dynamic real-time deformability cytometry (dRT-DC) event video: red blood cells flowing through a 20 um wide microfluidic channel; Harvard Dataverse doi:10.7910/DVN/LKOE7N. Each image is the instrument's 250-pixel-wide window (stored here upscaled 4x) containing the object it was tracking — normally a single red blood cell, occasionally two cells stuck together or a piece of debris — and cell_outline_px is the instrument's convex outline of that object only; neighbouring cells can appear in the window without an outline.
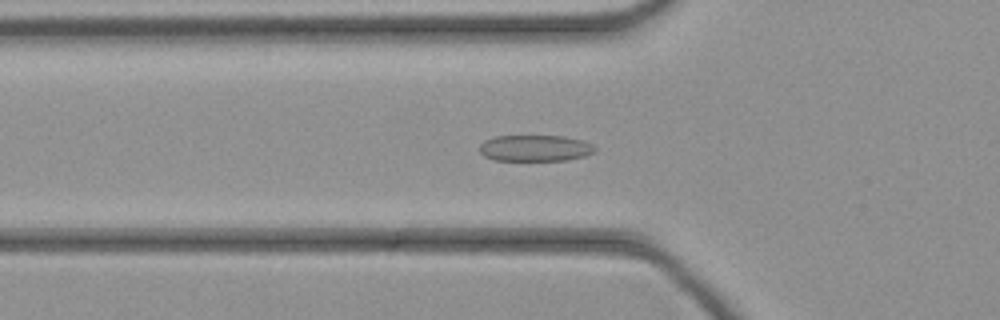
{"species": "common noctule bat (a hibernating species)", "species_latin": "Nyctalus noctula", "temperature_condition": "cold", "stored_images_in_passage": 46, "camera_frame_rate_fps": 3000, "um_per_image_px": 0.085, "animal": {"sex": "female", "body_mass_g": 21.9}, "frame": {"image": 1, "passage_image": 16, "time_ms": 5.0, "image_size_px": [1000, 320], "cell_outline_px": [[596, 152], [584, 156], [568, 160], [496, 160], [484, 156], [480, 152], [480, 144], [484, 140], [492, 136], [564, 136], [584, 140], [592, 144], [596, 148]], "centroid_in_image_um": [45.5, 12.58], "position_along_channel_um": 80.3, "area_um2": 17.8}}
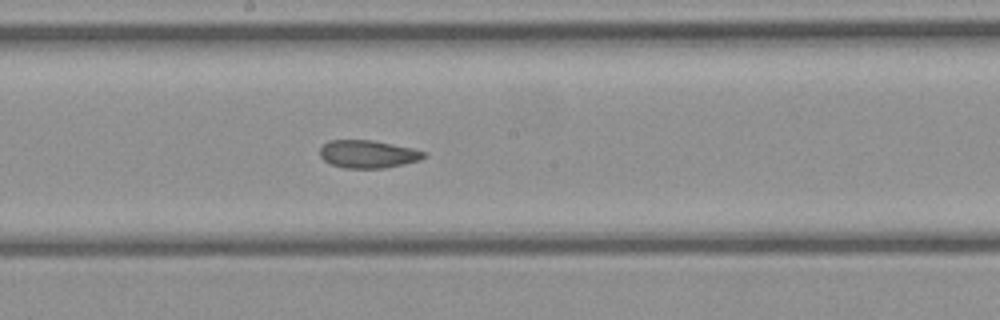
{"frame": {"image": 2, "passage_image": 25, "time_ms": 8.0, "image_size_px": [1000, 320], "cell_outline_px": [[428, 156], [420, 160], [404, 164], [384, 168], [344, 168], [332, 164], [324, 160], [320, 156], [320, 148], [328, 140], [372, 140], [412, 148], [424, 152]], "centroid_in_image_um": [31.28, 13.1], "position_along_channel_um": 216.9, "area_um2": 16.82}}
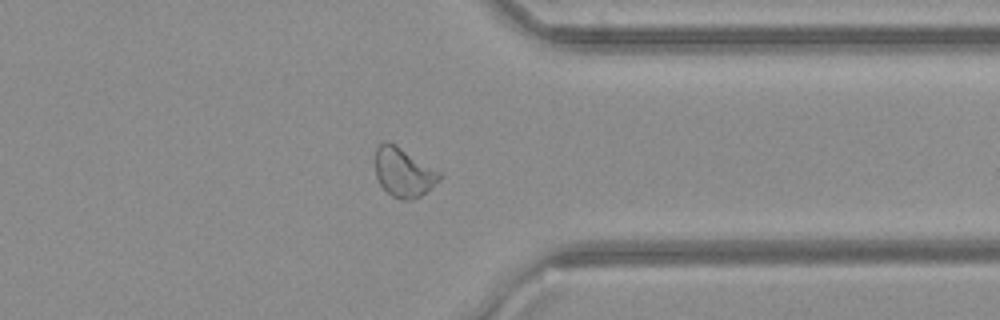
{"frame": {"image": 3, "passage_image": 36, "time_ms": 11.667, "image_size_px": [1000, 320], "cell_outline_px": [[444, 176], [440, 180], [420, 196], [412, 200], [400, 200], [392, 196], [380, 184], [376, 176], [376, 148], [384, 140], [396, 144], [440, 172]], "centroid_in_image_um": [34.31, 14.65], "position_along_channel_um": 377.1, "area_um2": 18.32}}